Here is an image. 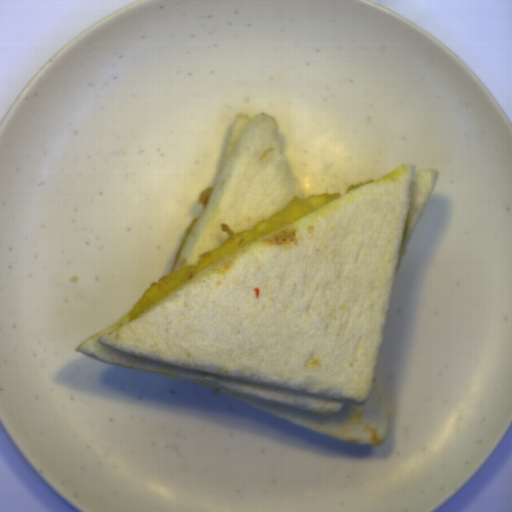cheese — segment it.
<instances>
[{"mask_svg": "<svg viewBox=\"0 0 512 512\" xmlns=\"http://www.w3.org/2000/svg\"><path fill=\"white\" fill-rule=\"evenodd\" d=\"M372 181H360L352 184L345 192L295 197L270 219L264 220L248 230L235 232L228 227L227 223H223L221 227L228 239L216 249L206 252L197 263L175 269L171 274L163 276L160 281L151 282L129 312L130 320L141 316L170 292L229 255L315 212L349 191L370 184Z\"/></svg>", "mask_w": 512, "mask_h": 512, "instance_id": "obj_1", "label": "cheese"}, {"mask_svg": "<svg viewBox=\"0 0 512 512\" xmlns=\"http://www.w3.org/2000/svg\"><path fill=\"white\" fill-rule=\"evenodd\" d=\"M199 217L200 216H197V217L193 218L191 224L187 227V229H186V231L184 233V236H183V240H182V242L180 244V247H179V249H178V251L176 253V256H175V264H176V262H177V260H178V258L180 256V254H181V252H182V250H183V248H184V246H185L189 236L191 235V233H192V231H193V229H194V227H195Z\"/></svg>", "mask_w": 512, "mask_h": 512, "instance_id": "obj_2", "label": "cheese"}, {"mask_svg": "<svg viewBox=\"0 0 512 512\" xmlns=\"http://www.w3.org/2000/svg\"><path fill=\"white\" fill-rule=\"evenodd\" d=\"M214 189V186H207L198 197V203L203 204L204 210L211 198Z\"/></svg>", "mask_w": 512, "mask_h": 512, "instance_id": "obj_3", "label": "cheese"}]
</instances>
